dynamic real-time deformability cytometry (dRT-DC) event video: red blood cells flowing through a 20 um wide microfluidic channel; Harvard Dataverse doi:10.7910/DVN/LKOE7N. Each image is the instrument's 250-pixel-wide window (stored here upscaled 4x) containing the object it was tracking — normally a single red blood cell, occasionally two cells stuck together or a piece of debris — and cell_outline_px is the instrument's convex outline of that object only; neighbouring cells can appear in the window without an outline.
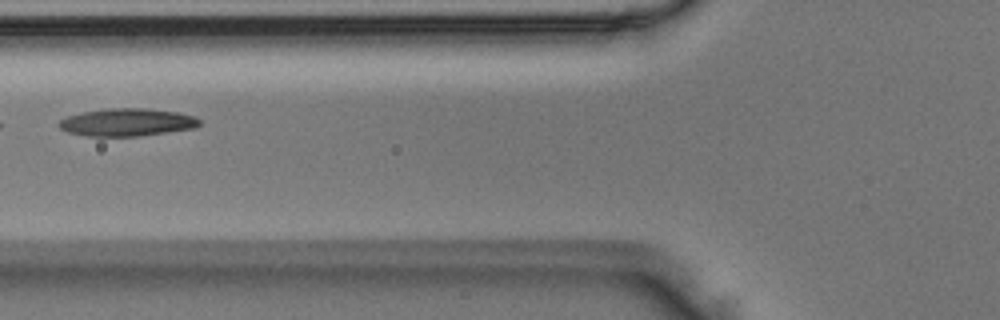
{"species": "Egyptian fruit bat (a non-hibernating species)", "species_latin": "Rousettus aegyptiacus", "temperature_condition": "room temperature", "stored_images_in_passage": 6, "camera_frame_rate_fps": 3000, "um_per_image_px": 0.085, "animal": {"sex": "male"}, "frame": {"image": 1, "passage_image": 5, "time_ms": 1.333, "image_size_px": [1000, 320], "cell_outline_px": [[200, 124], [196, 128], [140, 136], [84, 136], [68, 132], [60, 128], [56, 124], [60, 120], [68, 116], [84, 112], [108, 108], [144, 108], [180, 112], [196, 116], [200, 120]], "centroid_in_image_um": [10.83, 10.39], "position_along_channel_um": 115.0, "area_um2": 22.83}}
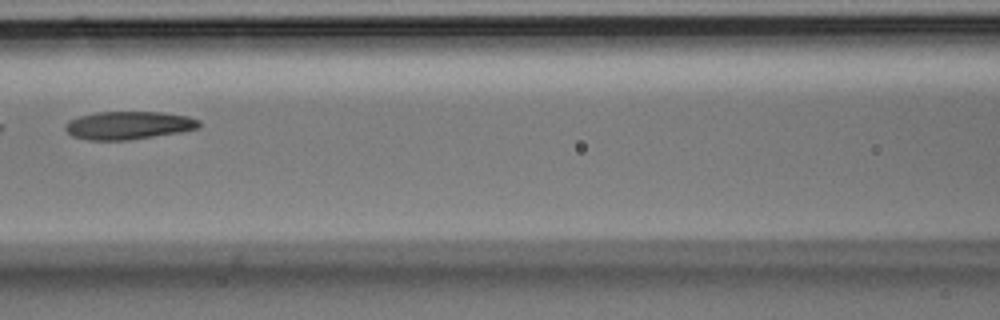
{"frame": {"image": 2, "passage_image": 6, "time_ms": 1.667, "image_size_px": [1000, 320], "cell_outline_px": [[200, 128], [180, 132], [128, 140], [88, 140], [72, 136], [64, 128], [68, 120], [80, 116], [96, 112], [164, 112], [188, 116], [200, 120]], "centroid_in_image_um": [10.94, 10.65], "position_along_channel_um": 155.7, "area_um2": 21.91}}